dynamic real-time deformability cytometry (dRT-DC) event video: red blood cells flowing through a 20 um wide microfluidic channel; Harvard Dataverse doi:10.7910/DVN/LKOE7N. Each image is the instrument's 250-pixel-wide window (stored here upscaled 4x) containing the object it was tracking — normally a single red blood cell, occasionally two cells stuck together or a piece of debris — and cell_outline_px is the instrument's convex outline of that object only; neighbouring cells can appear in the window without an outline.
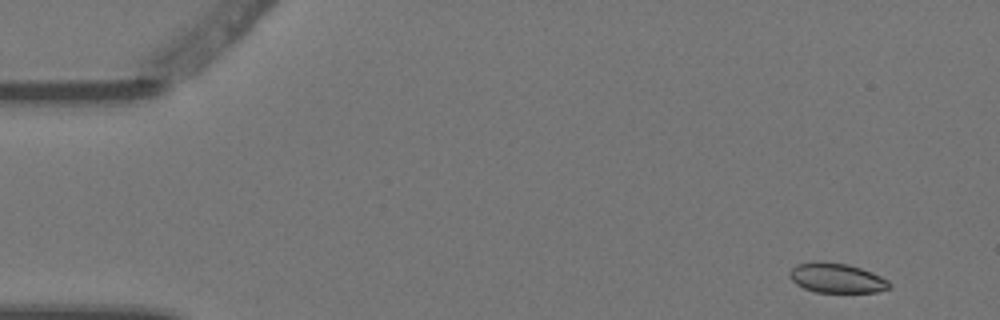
{"species": "Egyptian fruit bat (a non-hibernating species)", "species_latin": "Rousettus aegyptiacus", "temperature_condition": "warm", "stored_images_in_passage": 7, "camera_frame_rate_fps": 3000, "um_per_image_px": 0.085, "animal": {"sex": "female"}, "frame": {"image": 1, "passage_image": 1, "time_ms": 0.0, "image_size_px": [1000, 320], "cell_outline_px": [[892, 288], [876, 292], [816, 292], [804, 288], [796, 284], [788, 276], [788, 272], [796, 264], [812, 260], [824, 260], [848, 264], [872, 272], [888, 280], [892, 284]], "centroid_in_image_um": [71.09, 23.61], "position_along_channel_um": 13.9, "area_um2": 17.69}}
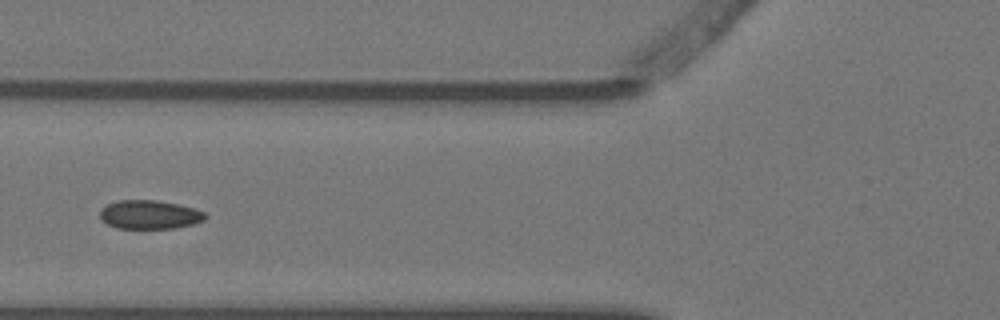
{"frame": {"image": 2, "passage_image": 5, "time_ms": 1.333, "image_size_px": [1000, 320], "cell_outline_px": [[208, 216], [204, 220], [196, 224], [176, 228], [116, 228], [100, 220], [100, 208], [116, 200], [156, 200], [176, 204], [192, 208], [204, 212]], "centroid_in_image_um": [12.7, 18.25], "position_along_channel_um": 113.1, "area_um2": 17.74}}
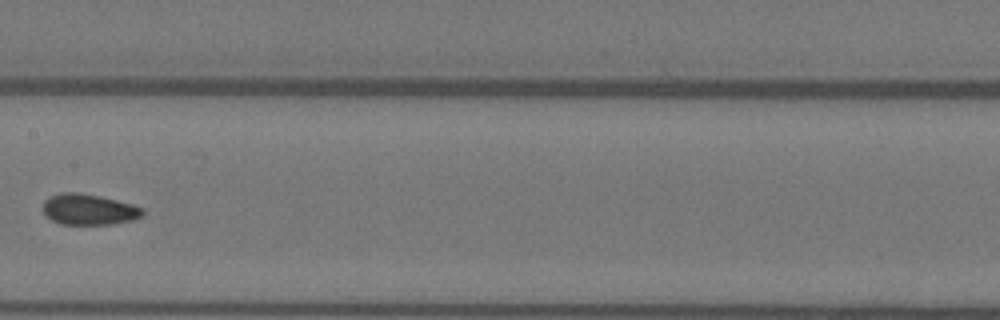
{"frame": {"image": 3, "passage_image": 7, "time_ms": 2.0, "image_size_px": [1000, 320], "cell_outline_px": [[144, 212], [140, 216], [132, 220], [112, 224], [60, 224], [44, 216], [44, 200], [48, 196], [60, 192], [80, 192], [100, 196], [132, 204], [144, 208]], "centroid_in_image_um": [7.52, 17.79], "position_along_channel_um": 199.9, "area_um2": 18.03}}